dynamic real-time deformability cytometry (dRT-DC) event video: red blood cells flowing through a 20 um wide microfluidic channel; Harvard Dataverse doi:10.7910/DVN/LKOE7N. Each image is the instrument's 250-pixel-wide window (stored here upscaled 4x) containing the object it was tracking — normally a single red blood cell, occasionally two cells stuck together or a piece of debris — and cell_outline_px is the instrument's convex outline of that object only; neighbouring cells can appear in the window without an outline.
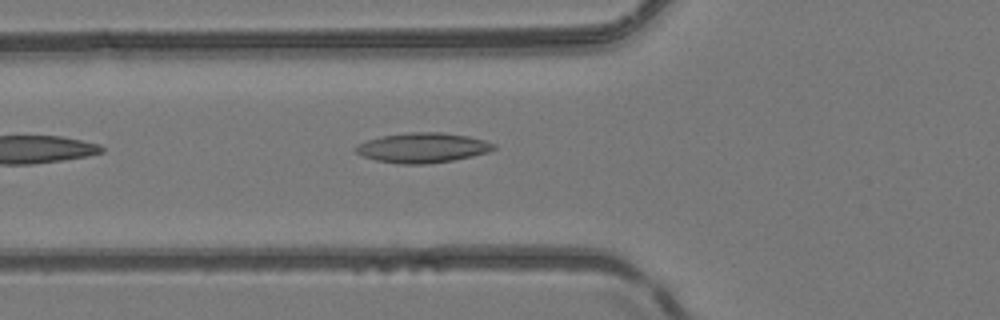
{"species": "common noctule bat (a hibernating species)", "species_latin": "Nyctalus noctula", "temperature_condition": "room temperature", "stored_images_in_passage": 35, "camera_frame_rate_fps": 3000, "um_per_image_px": 0.085, "animal": {"sex": "female", "body_mass_g": 24.6, "forearm_length_mm": 56.2}, "frame": {"image": 1, "passage_image": 4, "time_ms": 1.0, "image_size_px": [1000, 320], "cell_outline_px": [[496, 148], [488, 152], [472, 156], [452, 160], [428, 164], [396, 164], [376, 160], [360, 156], [356, 152], [356, 148], [360, 144], [368, 140], [380, 136], [408, 132], [440, 132], [468, 136], [484, 140], [496, 144]], "centroid_in_image_um": [35.93, 12.56], "position_along_channel_um": 89.9, "area_um2": 24.04}}
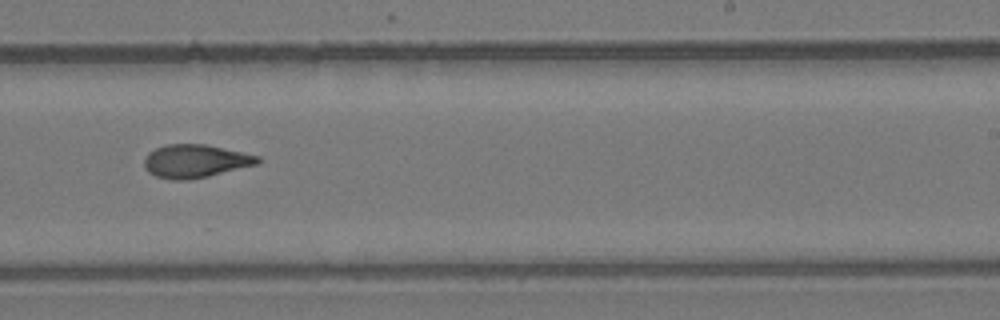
{"frame": {"image": 2, "passage_image": 17, "time_ms": 5.333, "image_size_px": [1000, 320], "cell_outline_px": [[260, 164], [208, 176], [188, 180], [172, 180], [156, 176], [148, 172], [144, 168], [144, 160], [148, 152], [164, 144], [204, 144], [260, 156]], "centroid_in_image_um": [16.59, 13.7], "position_along_channel_um": 272.4, "area_um2": 22.02}}
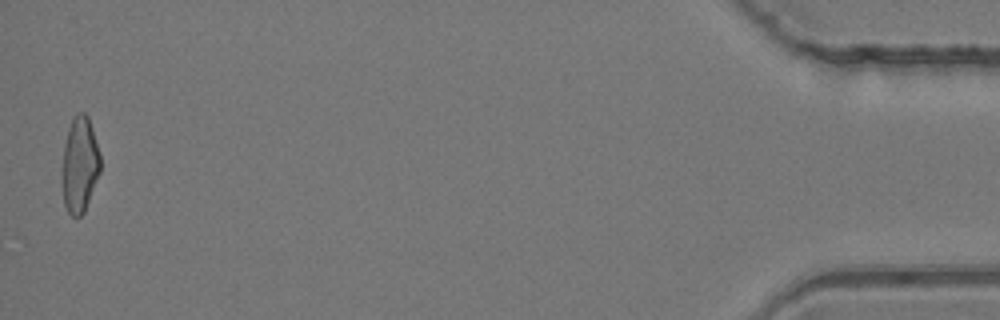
{"frame": {"image": 3, "passage_image": 35, "time_ms": 11.333, "image_size_px": [1000, 320], "cell_outline_px": [[100, 172], [84, 212], [80, 216], [72, 216], [68, 212], [64, 204], [64, 144], [68, 128], [72, 116], [76, 112], [84, 112], [88, 116], [100, 152]], "centroid_in_image_um": [6.81, 13.94], "position_along_channel_um": 428.4, "area_um2": 20.92}, "authors_computed_cell_mechanics": {"area_um2": 21.5016, "velocity_mm_per_s": 4.1919, "shape_relaxation_time_tau1_ms": null, "shape_relaxation_time_tau2_ms": 3.016, "deformation_change_tau1": null, "deformation_change_tau2": 0.1134}}